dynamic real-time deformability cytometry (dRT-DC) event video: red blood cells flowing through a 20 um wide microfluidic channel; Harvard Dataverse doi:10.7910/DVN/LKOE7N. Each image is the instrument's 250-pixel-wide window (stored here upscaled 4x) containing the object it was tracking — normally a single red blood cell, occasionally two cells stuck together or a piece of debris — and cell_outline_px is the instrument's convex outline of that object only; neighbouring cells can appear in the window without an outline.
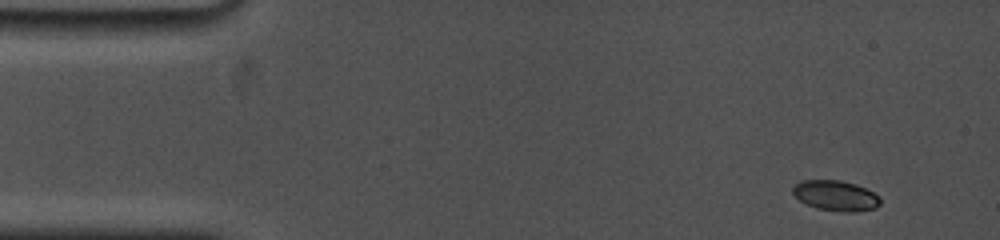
{"species": "common noctule bat (a hibernating species)", "species_latin": "Nyctalus noctula", "temperature_condition": "cold", "stored_images_in_passage": 10, "camera_frame_rate_fps": 5000, "um_per_image_px": 0.085, "animal": {"sex": "female", "body_mass_g": 19.0, "forearm_length_mm": 53.3}, "frame": {"image": 1, "passage_image": 1, "time_ms": 0.0, "image_size_px": [1000, 240], "cell_outline_px": [[880, 204], [876, 208], [856, 212], [844, 212], [816, 208], [800, 200], [792, 192], [792, 188], [800, 180], [840, 180], [856, 184], [880, 196]], "centroid_in_image_um": [71.05, 16.63], "position_along_channel_um": 13.9, "area_um2": 15.43}}
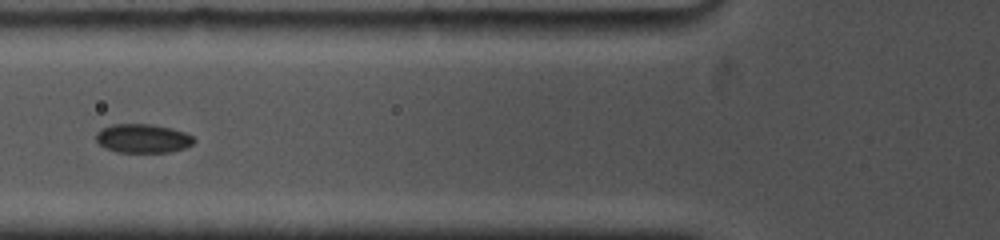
{"frame": {"image": 2, "passage_image": 7, "time_ms": 5.4, "image_size_px": [1000, 240], "cell_outline_px": [[196, 140], [192, 144], [184, 148], [168, 152], [116, 152], [104, 148], [96, 140], [96, 132], [100, 128], [112, 124], [152, 124], [172, 128], [184, 132], [192, 136]], "centroid_in_image_um": [12.11, 11.76], "position_along_channel_um": 113.7, "area_um2": 16.59}}
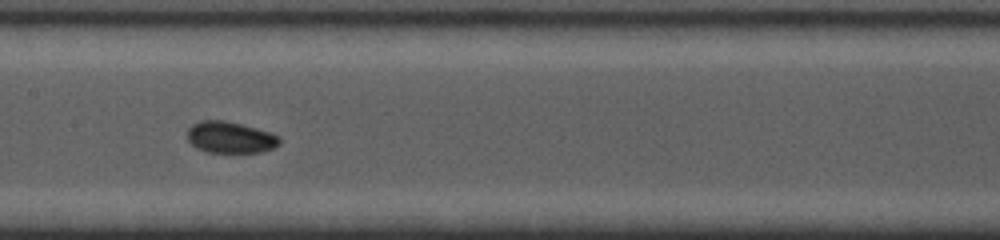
{"frame": {"image": 3, "passage_image": 9, "time_ms": 7.4, "image_size_px": [1000, 240], "cell_outline_px": [[280, 144], [272, 148], [260, 152], [208, 152], [196, 148], [188, 140], [188, 128], [192, 124], [200, 120], [224, 120], [272, 132], [280, 136]], "centroid_in_image_um": [19.58, 11.67], "position_along_channel_um": 187.8, "area_um2": 16.94}}